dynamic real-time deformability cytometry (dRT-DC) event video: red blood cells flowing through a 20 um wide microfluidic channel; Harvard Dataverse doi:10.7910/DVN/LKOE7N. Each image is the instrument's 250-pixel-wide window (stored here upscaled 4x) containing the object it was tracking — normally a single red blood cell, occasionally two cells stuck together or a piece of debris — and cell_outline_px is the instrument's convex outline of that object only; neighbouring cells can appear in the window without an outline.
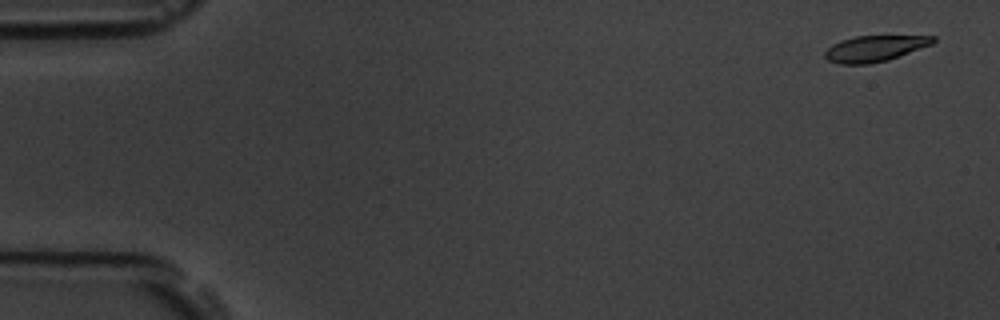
{"species": "common noctule bat (a hibernating species)", "species_latin": "Nyctalus noctula", "temperature_condition": "room temperature", "stored_images_in_passage": 3, "camera_frame_rate_fps": 3000, "um_per_image_px": 0.085, "animal": {"sex": "male", "body_mass_g": 19.5, "forearm_length_mm": 54.6}, "frame": {"image": 1, "passage_image": 1, "time_ms": 0.0, "image_size_px": [1000, 320], "cell_outline_px": [[936, 40], [932, 44], [888, 60], [868, 64], [840, 64], [828, 60], [824, 56], [824, 52], [832, 44], [840, 40], [856, 36], [936, 36]], "centroid_in_image_um": [74.33, 4.12], "position_along_channel_um": 10.7, "area_um2": 16.3}}